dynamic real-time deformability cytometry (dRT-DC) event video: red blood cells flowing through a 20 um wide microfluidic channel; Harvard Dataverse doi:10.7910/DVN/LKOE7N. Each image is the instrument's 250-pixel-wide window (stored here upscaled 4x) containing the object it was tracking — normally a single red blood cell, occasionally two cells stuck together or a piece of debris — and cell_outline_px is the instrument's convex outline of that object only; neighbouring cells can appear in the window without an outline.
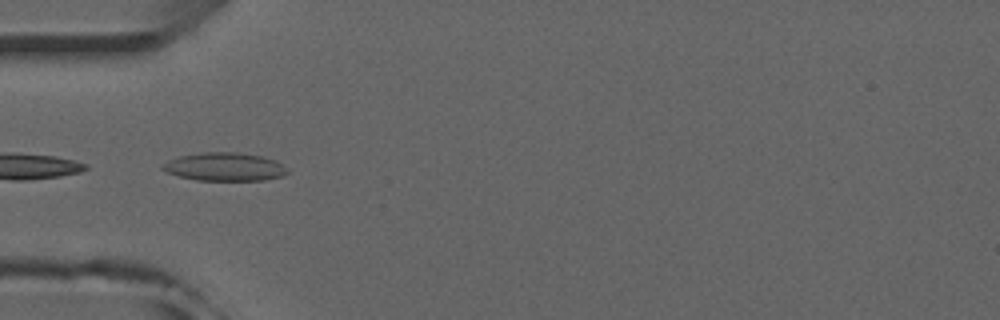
{"species": "common noctule bat (a hibernating species)", "species_latin": "Nyctalus noctula", "temperature_condition": "room temperature", "stored_images_in_passage": 12, "camera_frame_rate_fps": 3000, "um_per_image_px": 0.085, "animal": {"sex": "male", "forearm_length_mm": 52.5}, "frame": {"image": 1, "passage_image": 1, "time_ms": 0.0, "image_size_px": [1000, 320], "cell_outline_px": [[288, 172], [280, 176], [264, 180], [196, 180], [180, 176], [168, 172], [160, 168], [160, 164], [168, 160], [180, 156], [200, 152], [236, 152], [264, 156], [276, 160], [284, 164], [288, 168]], "centroid_in_image_um": [19.1, 14.16], "position_along_channel_um": 65.9, "area_um2": 20.69}}
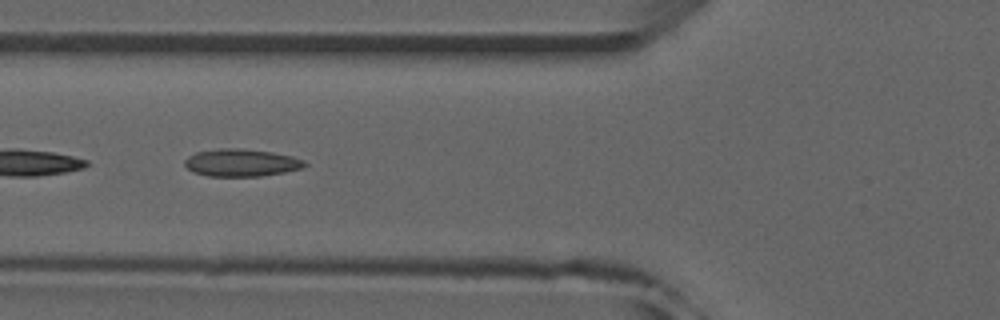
{"frame": {"image": 2, "passage_image": 4, "time_ms": 1.0, "image_size_px": [1000, 320], "cell_outline_px": [[308, 164], [300, 168], [284, 172], [260, 176], [208, 176], [192, 172], [184, 164], [184, 160], [188, 156], [196, 152], [220, 148], [240, 148], [272, 152], [292, 156], [304, 160]], "centroid_in_image_um": [20.48, 13.82], "position_along_channel_um": 105.3, "area_um2": 19.19}}
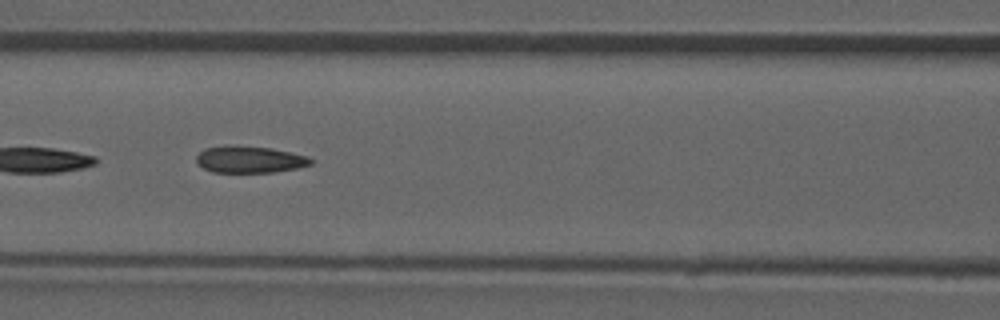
{"frame": {"image": 3, "passage_image": 7, "time_ms": 2.0, "image_size_px": [1000, 320], "cell_outline_px": [[316, 160], [312, 164], [296, 168], [272, 172], [212, 172], [196, 164], [196, 156], [204, 148], [224, 144], [228, 144], [272, 148], [308, 156]], "centroid_in_image_um": [21.2, 13.53], "position_along_channel_um": 145.4, "area_um2": 18.21}}